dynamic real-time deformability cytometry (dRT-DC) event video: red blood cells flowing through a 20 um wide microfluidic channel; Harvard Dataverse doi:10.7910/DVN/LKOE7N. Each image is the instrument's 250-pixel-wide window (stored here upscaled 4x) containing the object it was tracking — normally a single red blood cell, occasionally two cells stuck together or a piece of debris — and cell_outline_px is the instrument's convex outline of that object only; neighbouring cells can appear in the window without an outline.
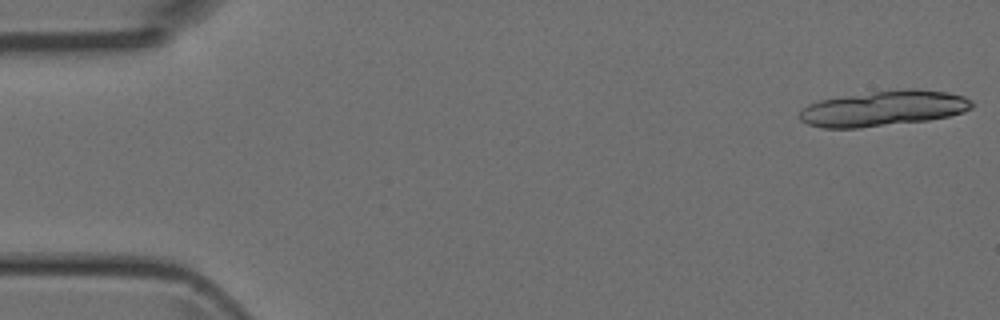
{"species": "Egyptian fruit bat (a non-hibernating species)", "species_latin": "Rousettus aegyptiacus", "temperature_condition": "room temperature", "stored_images_in_passage": 18, "camera_frame_rate_fps": 3000, "um_per_image_px": 0.085, "animal": {"sex": "female"}, "frame": {"image": 1, "passage_image": 1, "time_ms": 0.0, "image_size_px": [1000, 320], "cell_outline_px": [[976, 104], [972, 108], [964, 112], [948, 116], [928, 120], [860, 128], [820, 128], [808, 124], [800, 120], [796, 116], [808, 104], [820, 100], [844, 96], [872, 92], [908, 88], [920, 88], [948, 92], [964, 96], [972, 100]], "centroid_in_image_um": [75.13, 9.21], "position_along_channel_um": 9.9, "area_um2": 35.84}}